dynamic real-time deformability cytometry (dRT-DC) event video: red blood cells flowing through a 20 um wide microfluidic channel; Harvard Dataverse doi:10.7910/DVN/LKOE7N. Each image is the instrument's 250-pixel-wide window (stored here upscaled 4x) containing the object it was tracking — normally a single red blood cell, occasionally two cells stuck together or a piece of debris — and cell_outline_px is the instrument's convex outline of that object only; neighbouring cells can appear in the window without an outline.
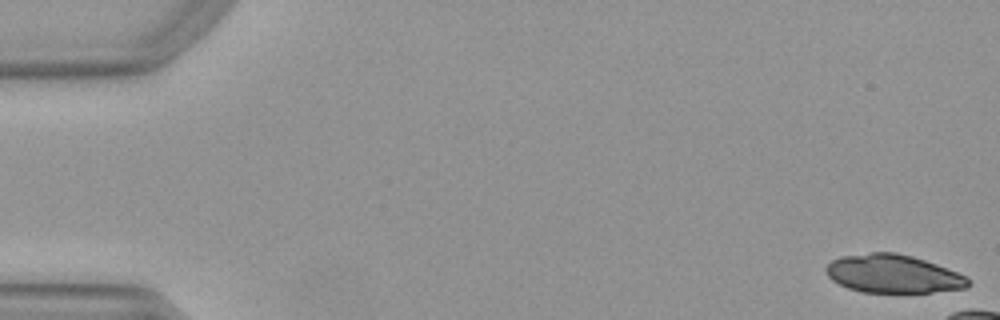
{"species": "Egyptian fruit bat (a non-hibernating species)", "species_latin": "Rousettus aegyptiacus", "temperature_condition": "warm", "stored_images_in_passage": 11, "camera_frame_rate_fps": 3000, "um_per_image_px": 0.085, "animal": {"sex": "female"}, "frame": {"image": 1, "passage_image": 1, "time_ms": 0.0, "image_size_px": [1000, 320], "cell_outline_px": [[972, 284], [968, 288], [932, 292], [864, 292], [848, 288], [832, 280], [828, 276], [824, 268], [832, 260], [840, 256], [872, 252], [896, 252], [912, 256], [936, 264], [968, 276], [972, 280]], "centroid_in_image_um": [75.95, 23.27], "position_along_channel_um": 9.1, "area_um2": 31.91}}